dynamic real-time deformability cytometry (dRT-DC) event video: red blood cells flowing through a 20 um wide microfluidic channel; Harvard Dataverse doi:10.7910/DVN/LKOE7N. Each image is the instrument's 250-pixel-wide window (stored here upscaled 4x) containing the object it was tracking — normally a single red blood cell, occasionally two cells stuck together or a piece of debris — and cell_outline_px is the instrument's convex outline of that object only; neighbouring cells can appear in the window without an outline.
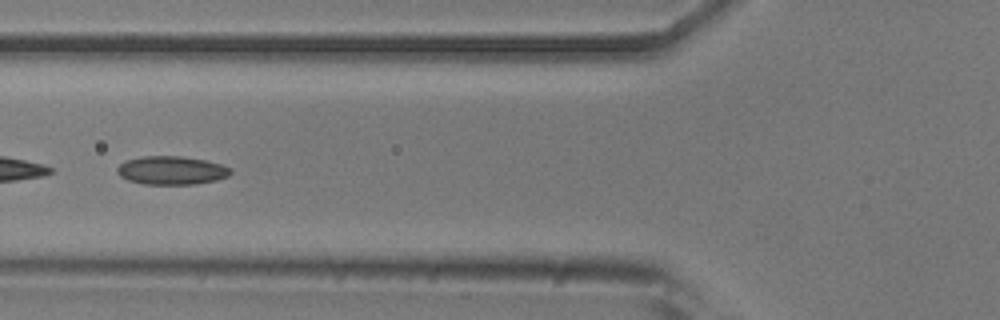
{"species": "common noctule bat (a hibernating species)", "species_latin": "Nyctalus noctula", "temperature_condition": "room temperature", "stored_images_in_passage": 53, "camera_frame_rate_fps": 3000, "um_per_image_px": 0.085, "animal": {"sex": "male", "body_mass_g": 20.5, "forearm_length_mm": 52.5}, "frame": {"image": 1, "passage_image": 20, "time_ms": 6.333, "image_size_px": [1000, 320], "cell_outline_px": [[232, 172], [228, 176], [216, 180], [196, 184], [144, 184], [128, 180], [120, 176], [116, 172], [116, 168], [124, 160], [144, 156], [180, 156], [204, 160], [220, 164], [232, 168]], "centroid_in_image_um": [14.56, 14.48], "position_along_channel_um": 111.2, "area_um2": 18.84}}
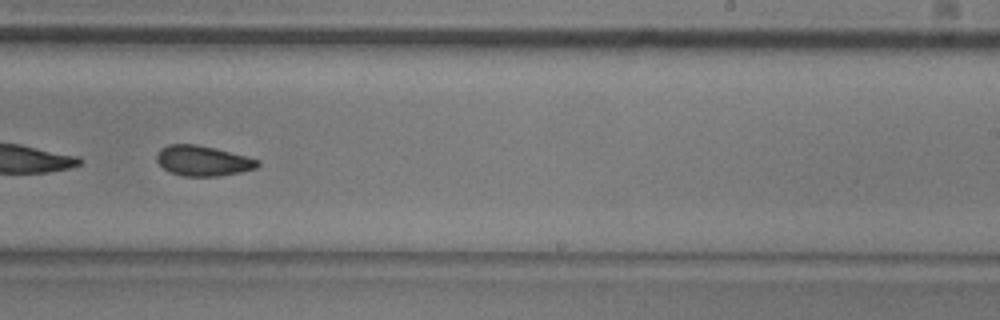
{"frame": {"image": 2, "passage_image": 33, "time_ms": 10.667, "image_size_px": [1000, 320], "cell_outline_px": [[260, 164], [256, 168], [240, 172], [220, 176], [184, 176], [172, 172], [164, 168], [156, 160], [156, 156], [160, 148], [168, 144], [196, 144], [260, 160]], "centroid_in_image_um": [17.23, 13.67], "position_along_channel_um": 271.8, "area_um2": 17.51}, "authors_computed_cell_mechanics": {"area_um2": 18.785, "velocity_mm_per_s": 3.707, "shape_relaxation_time_tau1_ms": 8.0548, "shape_relaxation_time_tau2_ms": 3.057, "deformation_change_tau1": 0.1175, "deformation_change_tau2": 0.0845}}